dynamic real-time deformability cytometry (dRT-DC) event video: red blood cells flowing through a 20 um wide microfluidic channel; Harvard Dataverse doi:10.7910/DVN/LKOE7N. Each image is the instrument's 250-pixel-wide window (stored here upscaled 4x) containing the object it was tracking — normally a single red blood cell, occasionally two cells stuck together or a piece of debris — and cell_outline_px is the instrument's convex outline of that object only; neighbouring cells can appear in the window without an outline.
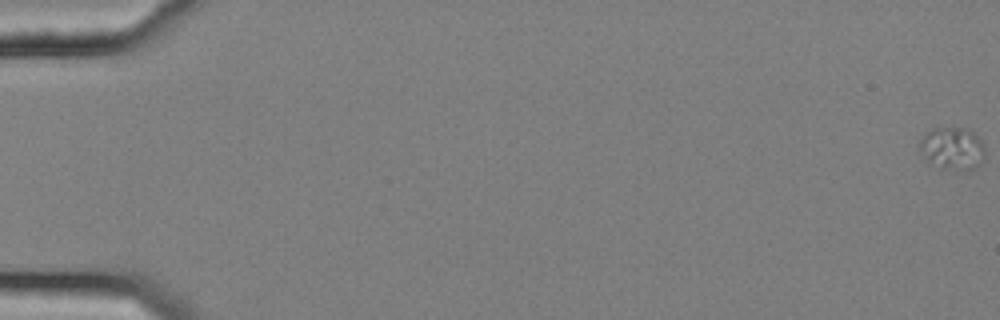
{"species": "common noctule bat (a hibernating species)", "species_latin": "Nyctalus noctula", "temperature_condition": "cold", "stored_images_in_passage": 59, "camera_frame_rate_fps": 3000, "um_per_image_px": 0.085, "animal": {"sex": "female", "body_mass_g": 25.1}, "frame": {"image": 1, "passage_image": 1, "time_ms": 0.0, "image_size_px": [1000, 320], "cell_outline_px": [[984, 160], [976, 168], [940, 168], [928, 164], [920, 148], [920, 140], [932, 128], [968, 128], [984, 144]], "centroid_in_image_um": [80.96, 12.61], "position_along_channel_um": 4.0, "area_um2": 15.95}}